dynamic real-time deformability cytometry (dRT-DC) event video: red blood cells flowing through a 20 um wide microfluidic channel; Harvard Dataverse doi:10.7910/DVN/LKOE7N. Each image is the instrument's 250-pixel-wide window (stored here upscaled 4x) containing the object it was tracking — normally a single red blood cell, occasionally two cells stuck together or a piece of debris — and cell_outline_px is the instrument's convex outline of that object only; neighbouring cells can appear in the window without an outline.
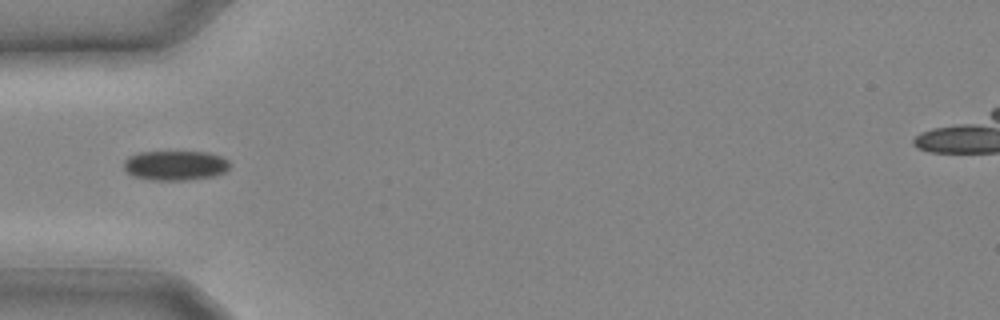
{"species": "common noctule bat (a hibernating species)", "species_latin": "Nyctalus noctula", "temperature_condition": "cold", "stored_images_in_passage": 4, "camera_frame_rate_fps": 3000, "um_per_image_px": 0.085, "animal": {"sex": "male", "body_mass_g": 20.4}, "frame": {"image": 1, "passage_image": 1, "time_ms": 0.0, "image_size_px": [1000, 320], "cell_outline_px": [[228, 168], [224, 172], [212, 176], [184, 180], [152, 180], [132, 176], [124, 168], [124, 160], [128, 156], [140, 152], [208, 152], [220, 156], [228, 160]], "centroid_in_image_um": [14.86, 14.06], "position_along_channel_um": 70.1, "area_um2": 18.21}}
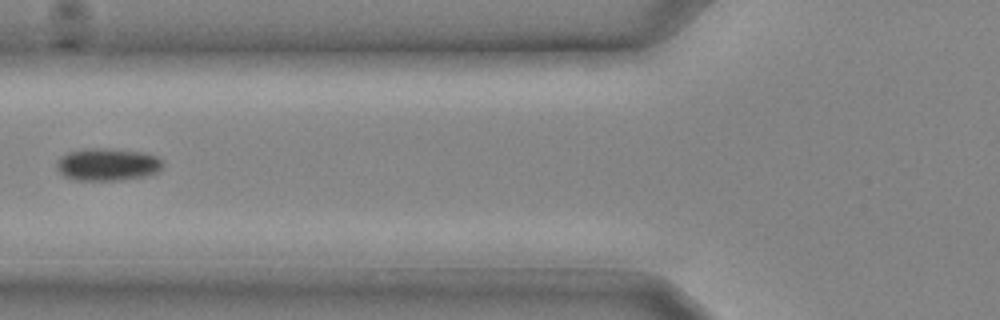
{"frame": {"image": 2, "passage_image": 3, "time_ms": 0.667, "image_size_px": [1000, 320], "cell_outline_px": [[164, 168], [156, 172], [144, 176], [120, 180], [76, 180], [64, 176], [56, 168], [56, 160], [60, 156], [68, 152], [84, 148], [108, 148], [144, 152], [156, 156], [164, 160]], "centroid_in_image_um": [9.14, 13.96], "position_along_channel_um": 116.7, "area_um2": 20.4}}